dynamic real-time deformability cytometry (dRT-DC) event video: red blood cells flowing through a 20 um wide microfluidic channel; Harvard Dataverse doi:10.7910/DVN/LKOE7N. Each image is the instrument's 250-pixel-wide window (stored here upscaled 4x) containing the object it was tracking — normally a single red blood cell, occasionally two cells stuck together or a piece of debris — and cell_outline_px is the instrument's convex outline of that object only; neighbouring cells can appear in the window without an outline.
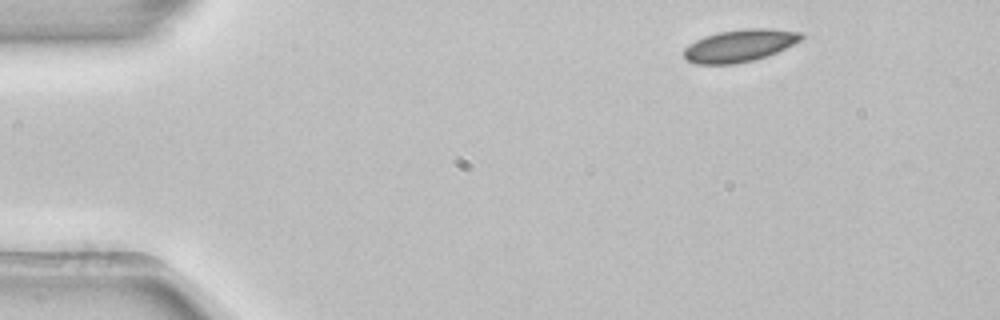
{"species": "common noctule bat (a hibernating species)", "species_latin": "Nyctalus noctula", "temperature_condition": "room temperature", "stored_images_in_passage": 3, "camera_frame_rate_fps": 3000, "um_per_image_px": 0.085, "animal": {"sex": "female", "body_mass_g": 22.7, "forearm_length_mm": 54.2}, "frame": {"image": 1, "passage_image": 1, "time_ms": 0.0, "image_size_px": [1000, 320], "cell_outline_px": [[804, 36], [800, 40], [776, 52], [752, 60], [732, 64], [696, 64], [688, 60], [684, 56], [684, 48], [688, 44], [704, 36], [720, 32], [744, 28], [768, 28], [800, 32]], "centroid_in_image_um": [62.83, 3.86], "position_along_channel_um": 22.2, "area_um2": 21.79}}
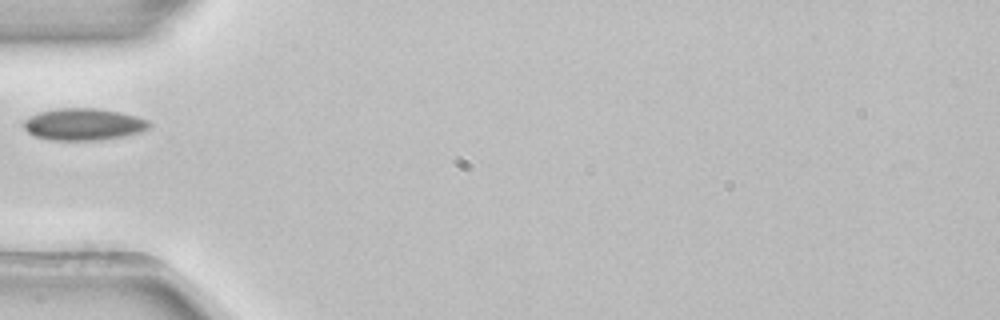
{"frame": {"image": 2, "passage_image": 3, "time_ms": 0.667, "image_size_px": [1000, 320], "cell_outline_px": [[152, 124], [148, 128], [140, 132], [124, 136], [100, 140], [52, 140], [36, 136], [28, 132], [24, 128], [24, 120], [28, 116], [40, 112], [56, 108], [96, 108], [120, 112], [136, 116], [148, 120]], "centroid_in_image_um": [7.11, 10.56], "position_along_channel_um": 77.9, "area_um2": 23.35}}